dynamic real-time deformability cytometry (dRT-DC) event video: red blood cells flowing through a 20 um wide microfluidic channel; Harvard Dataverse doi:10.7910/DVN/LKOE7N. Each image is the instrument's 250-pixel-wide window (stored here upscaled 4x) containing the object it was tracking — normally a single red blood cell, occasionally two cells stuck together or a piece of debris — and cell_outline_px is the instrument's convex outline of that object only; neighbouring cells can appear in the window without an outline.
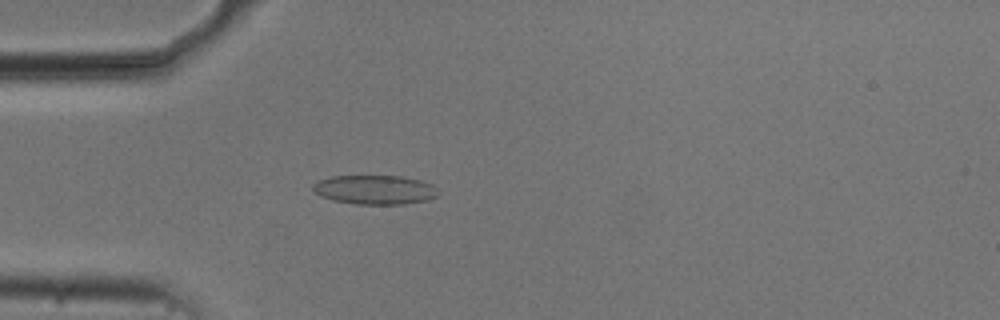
{"species": "common noctule bat (a hibernating species)", "species_latin": "Nyctalus noctula", "temperature_condition": "cold", "stored_images_in_passage": 53, "camera_frame_rate_fps": 3000, "um_per_image_px": 0.085, "animal": {"sex": "male", "body_mass_g": 20.5, "forearm_length_mm": 52.5}, "frame": {"image": 1, "passage_image": 15, "time_ms": 4.667, "image_size_px": [1000, 320], "cell_outline_px": [[440, 192], [436, 196], [428, 200], [404, 204], [356, 204], [332, 200], [320, 196], [312, 188], [312, 184], [316, 180], [332, 176], [400, 176], [420, 180], [432, 184]], "centroid_in_image_um": [31.85, 16.12], "position_along_channel_um": 53.1, "area_um2": 21.44}}
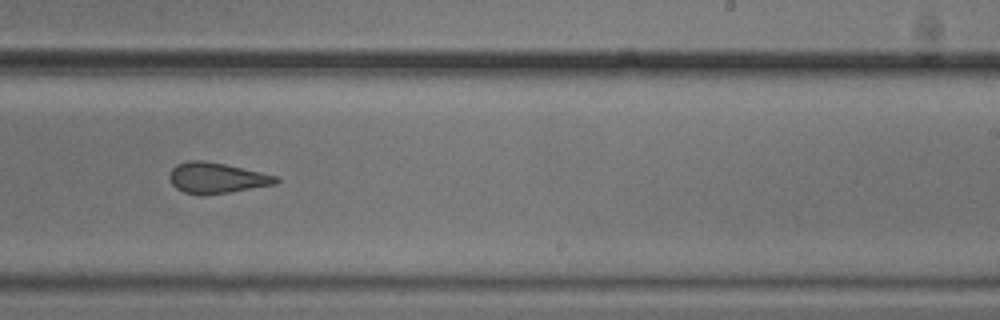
{"frame": {"image": 2, "passage_image": 33, "time_ms": 10.667, "image_size_px": [1000, 320], "cell_outline_px": [[280, 180], [276, 184], [228, 192], [184, 192], [176, 188], [172, 184], [168, 176], [172, 168], [176, 164], [188, 160], [204, 160], [224, 164], [260, 172], [276, 176]], "centroid_in_image_um": [18.4, 15.08], "position_along_channel_um": 270.6, "area_um2": 18.38}}
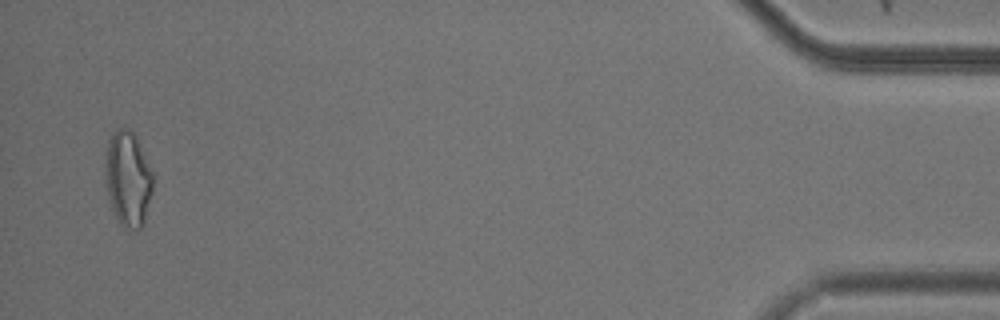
{"frame": {"image": 3, "passage_image": 52, "time_ms": 17.0, "image_size_px": [1000, 320], "cell_outline_px": [[152, 192], [144, 224], [136, 232], [124, 228], [120, 224], [112, 208], [108, 196], [108, 140], [112, 132], [116, 128], [128, 128], [136, 136], [152, 172]], "centroid_in_image_um": [10.92, 15.24], "position_along_channel_um": 424.3, "area_um2": 25.78}, "authors_computed_cell_mechanics": {"area_um2": 21.0392, "velocity_mm_per_s": 3.738, "shape_relaxation_time_tau1_ms": 7.9879, "shape_relaxation_time_tau2_ms": 2.5564, "deformation_change_tau1": 0.1315, "deformation_change_tau2": 0.0859}}